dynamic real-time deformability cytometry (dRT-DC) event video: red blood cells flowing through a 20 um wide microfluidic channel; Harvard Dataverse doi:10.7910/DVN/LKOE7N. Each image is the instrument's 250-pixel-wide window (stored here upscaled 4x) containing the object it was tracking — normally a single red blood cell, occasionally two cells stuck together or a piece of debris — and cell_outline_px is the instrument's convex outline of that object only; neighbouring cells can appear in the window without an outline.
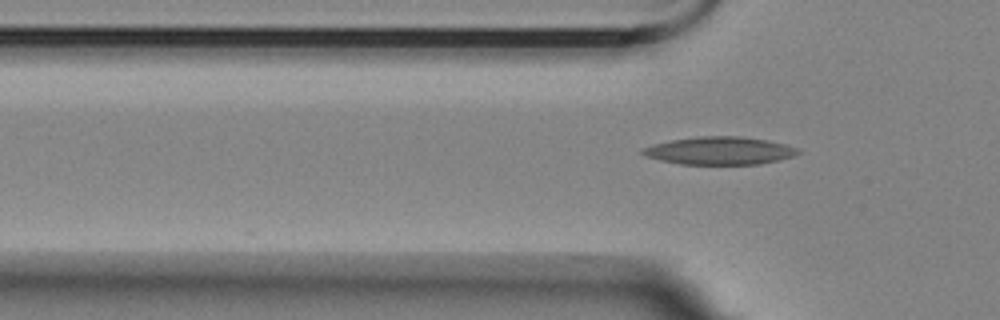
{"species": "Egyptian fruit bat (a non-hibernating species)", "species_latin": "Rousettus aegyptiacus", "temperature_condition": "room temperature", "stored_images_in_passage": 2, "camera_frame_rate_fps": 3000, "um_per_image_px": 0.085, "animal": {"sex": "female"}, "frame": {"image": 1, "passage_image": 2, "time_ms": 1.0, "image_size_px": [1000, 320], "cell_outline_px": [[800, 152], [792, 156], [780, 160], [760, 164], [680, 164], [660, 160], [648, 156], [640, 152], [640, 148], [652, 144], [672, 140], [700, 136], [740, 136], [768, 140], [800, 148]], "centroid_in_image_um": [61.17, 12.81], "position_along_channel_um": 64.6, "area_um2": 25.2}}